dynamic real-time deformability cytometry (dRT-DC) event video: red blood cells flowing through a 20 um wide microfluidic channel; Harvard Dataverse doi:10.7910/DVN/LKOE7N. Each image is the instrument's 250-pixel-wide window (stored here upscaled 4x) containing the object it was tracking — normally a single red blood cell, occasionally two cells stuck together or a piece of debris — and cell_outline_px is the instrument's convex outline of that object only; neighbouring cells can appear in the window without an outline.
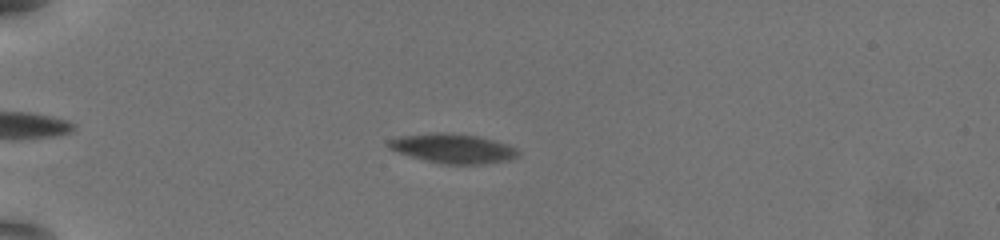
{"species": "common noctule bat (a hibernating species)", "species_latin": "Nyctalus noctula", "temperature_condition": "warm", "stored_images_in_passage": 55, "camera_frame_rate_fps": 3000, "um_per_image_px": 0.085, "animal": {"sex": "female", "body_mass_g": 19.5, "forearm_length_mm": 54.1}, "frame": {"image": 1, "passage_image": 13, "time_ms": 4.0, "image_size_px": [1000, 240], "cell_outline_px": [[520, 152], [516, 156], [508, 160], [484, 164], [444, 164], [424, 160], [388, 148], [388, 140], [400, 136], [440, 132], [476, 136], [508, 144], [516, 148]], "centroid_in_image_um": [38.51, 12.62], "position_along_channel_um": 46.5, "area_um2": 21.85}}
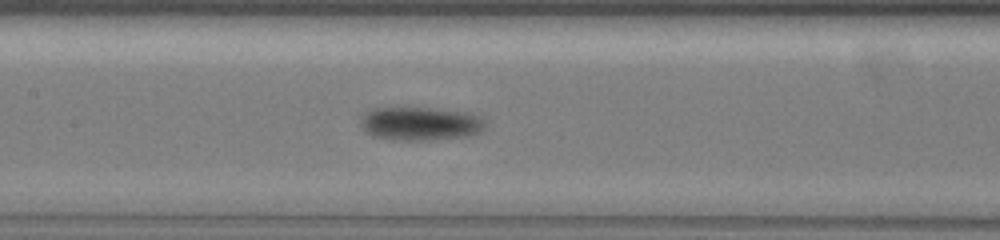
{"frame": {"image": 2, "passage_image": 27, "time_ms": 8.667, "image_size_px": [1000, 240], "cell_outline_px": [[484, 128], [480, 132], [468, 136], [428, 140], [392, 140], [372, 136], [364, 132], [360, 124], [360, 116], [372, 108], [396, 104], [468, 112], [480, 116], [484, 120]], "centroid_in_image_um": [35.63, 10.46], "position_along_channel_um": 171.8, "area_um2": 25.49}}
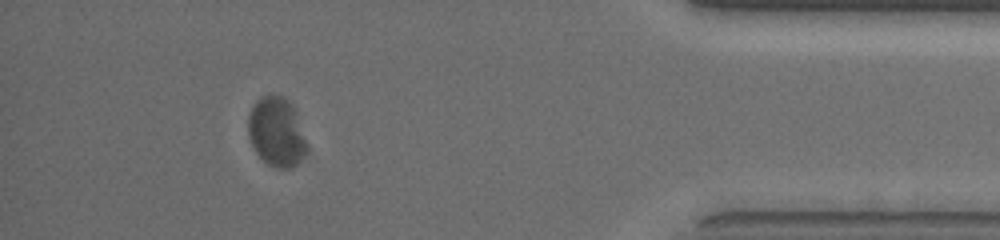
{"frame": {"image": 3, "passage_image": 50, "time_ms": 16.333, "image_size_px": [1000, 240], "cell_outline_px": [[304, 144], [300, 156], [296, 164], [288, 168], [272, 168], [252, 148], [248, 136], [248, 116], [252, 104], [260, 96], [284, 96], [292, 104], [296, 112], [304, 140]], "centroid_in_image_um": [23.41, 11.17], "position_along_channel_um": 411.8, "area_um2": 23.12}, "authors_computed_cell_mechanics": {"area_um2": 22.3108, "velocity_mm_per_s": 3.6513, "shape_relaxation_time_tau1_ms": 2.8544, "shape_relaxation_time_tau2_ms": null, "deformation_change_tau1": 0.117, "deformation_change_tau2": null}}